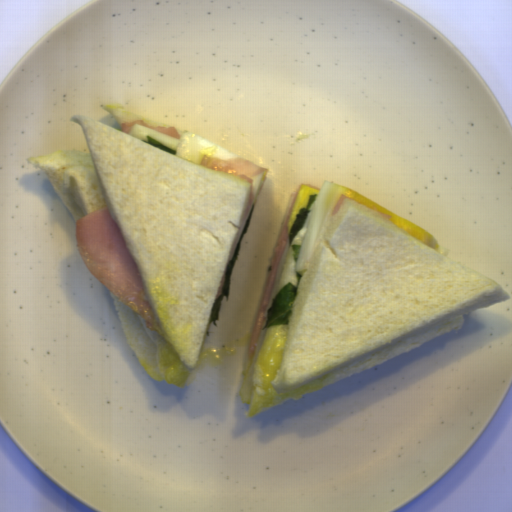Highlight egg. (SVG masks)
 <instances>
[{
	"label": "egg",
	"mask_w": 512,
	"mask_h": 512,
	"mask_svg": "<svg viewBox=\"0 0 512 512\" xmlns=\"http://www.w3.org/2000/svg\"><path fill=\"white\" fill-rule=\"evenodd\" d=\"M268 171H269V169L252 177V179H253V197H254V201H253L252 205H255V203L257 201V198L259 196V193L261 191V188L263 186V183L265 181Z\"/></svg>",
	"instance_id": "egg-3"
},
{
	"label": "egg",
	"mask_w": 512,
	"mask_h": 512,
	"mask_svg": "<svg viewBox=\"0 0 512 512\" xmlns=\"http://www.w3.org/2000/svg\"><path fill=\"white\" fill-rule=\"evenodd\" d=\"M177 158L201 165L205 156L218 157L223 161L241 158L225 147L184 130L176 146Z\"/></svg>",
	"instance_id": "egg-2"
},
{
	"label": "egg",
	"mask_w": 512,
	"mask_h": 512,
	"mask_svg": "<svg viewBox=\"0 0 512 512\" xmlns=\"http://www.w3.org/2000/svg\"><path fill=\"white\" fill-rule=\"evenodd\" d=\"M341 195L370 209L390 215L391 217L388 221L432 249H438L436 238L427 230L381 207L356 191L324 181L316 201L313 202L311 206L306 233L295 265V272L302 273L308 268L309 262L318 248L330 222L332 210Z\"/></svg>",
	"instance_id": "egg-1"
}]
</instances>
